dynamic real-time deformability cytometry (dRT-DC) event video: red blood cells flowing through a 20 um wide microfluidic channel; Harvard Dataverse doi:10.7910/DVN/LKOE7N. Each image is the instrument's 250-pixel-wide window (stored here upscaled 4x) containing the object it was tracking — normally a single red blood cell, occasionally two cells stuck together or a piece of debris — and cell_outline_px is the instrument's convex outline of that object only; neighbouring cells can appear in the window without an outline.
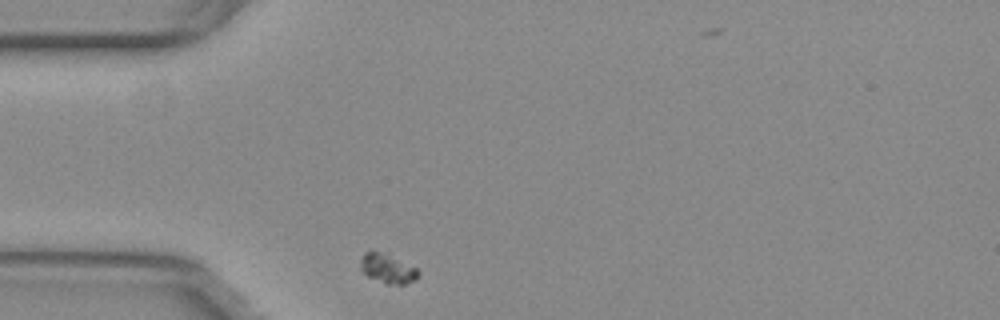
{"species": "common noctule bat (a hibernating species)", "species_latin": "Nyctalus noctula", "temperature_condition": "warm", "stored_images_in_passage": 46, "camera_frame_rate_fps": 3000, "um_per_image_px": 0.085, "animal": {"sex": "female", "body_mass_g": 29.2, "forearm_length_mm": 56.3}, "frame": {"image": 1, "passage_image": 1, "time_ms": 0.0, "image_size_px": [1000, 320], "cell_outline_px": [[420, 272], [416, 280], [404, 284], [384, 284], [368, 276], [360, 268], [360, 260], [364, 252], [372, 248], [384, 252], [416, 268]], "centroid_in_image_um": [32.91, 22.79], "position_along_channel_um": 52.1, "area_um2": 10.12}}
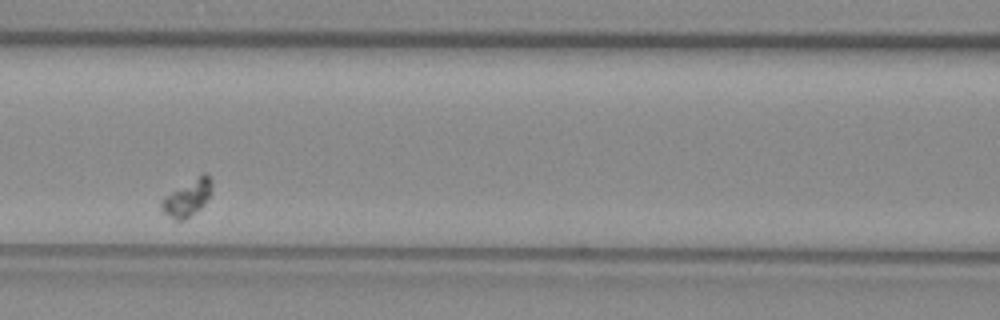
{"frame": {"image": 2, "passage_image": 11, "time_ms": 3.333, "image_size_px": [1000, 320], "cell_outline_px": [[212, 192], [204, 204], [200, 208], [184, 220], [176, 220], [168, 216], [160, 208], [160, 204], [164, 196], [204, 172], [212, 180]], "centroid_in_image_um": [15.93, 16.82], "position_along_channel_um": 150.7, "area_um2": 10.58}}
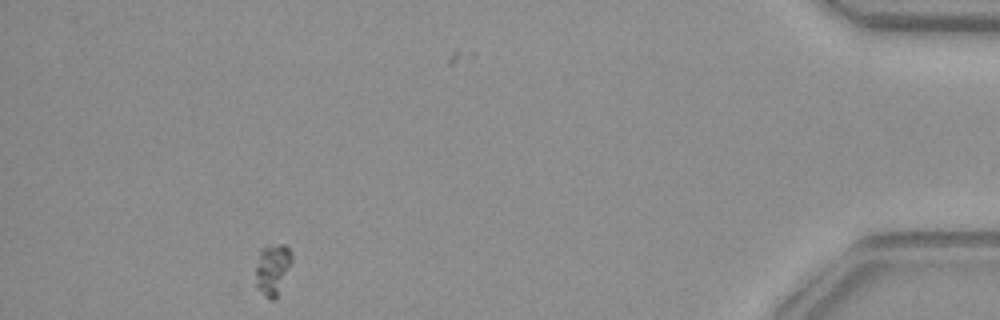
{"frame": {"image": 3, "passage_image": 40, "time_ms": 13.0, "image_size_px": [1000, 320], "cell_outline_px": [[292, 260], [276, 296], [272, 300], [268, 300], [264, 296], [256, 284], [256, 268], [260, 248], [268, 244], [284, 244], [292, 252]], "centroid_in_image_um": [23.15, 22.83], "position_along_channel_um": 412.1, "area_um2": 10.58}}